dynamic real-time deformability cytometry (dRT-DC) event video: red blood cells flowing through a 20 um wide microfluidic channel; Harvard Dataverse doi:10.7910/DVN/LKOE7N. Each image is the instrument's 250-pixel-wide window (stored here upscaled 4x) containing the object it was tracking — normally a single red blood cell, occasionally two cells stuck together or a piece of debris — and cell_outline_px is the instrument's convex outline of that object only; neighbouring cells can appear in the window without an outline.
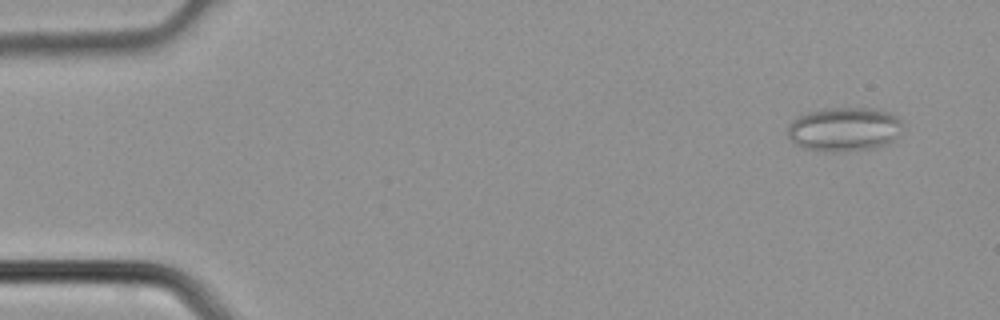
{"species": "common noctule bat (a hibernating species)", "species_latin": "Nyctalus noctula", "temperature_condition": "cold", "stored_images_in_passage": 3, "camera_frame_rate_fps": 3000, "um_per_image_px": 0.085, "animal": {"sex": "male", "body_mass_g": 21.5, "forearm_length_mm": 52.0}, "frame": {"image": 1, "passage_image": 1, "time_ms": 0.0, "image_size_px": [1000, 320], "cell_outline_px": [[900, 124], [892, 140], [884, 144], [872, 148], [836, 152], [824, 152], [804, 148], [796, 144], [788, 136], [788, 124], [796, 116], [804, 112], [828, 108], [872, 108], [888, 112], [896, 116], [900, 120]], "centroid_in_image_um": [71.65, 10.97], "position_along_channel_um": 13.3, "area_um2": 29.25}}